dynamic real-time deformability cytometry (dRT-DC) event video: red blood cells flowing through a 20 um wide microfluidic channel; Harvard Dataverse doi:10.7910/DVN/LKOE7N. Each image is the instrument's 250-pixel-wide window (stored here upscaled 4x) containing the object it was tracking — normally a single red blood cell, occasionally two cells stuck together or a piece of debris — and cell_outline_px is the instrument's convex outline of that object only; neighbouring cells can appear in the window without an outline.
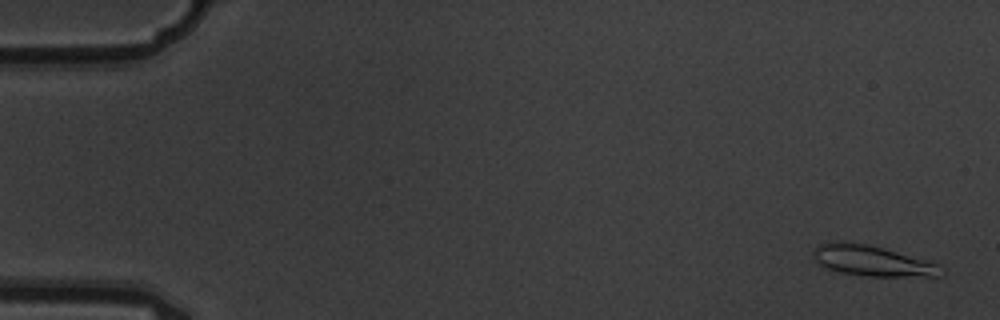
{"species": "common noctule bat (a hibernating species)", "species_latin": "Nyctalus noctula", "temperature_condition": "warm", "stored_images_in_passage": 5, "camera_frame_rate_fps": 3000, "um_per_image_px": 0.085, "animal": {"sex": "male", "body_mass_g": 19.5, "forearm_length_mm": 54.6}, "frame": {"image": 1, "passage_image": 1, "time_ms": 0.0, "image_size_px": [1000, 320], "cell_outline_px": [[936, 276], [864, 276], [840, 272], [828, 268], [820, 264], [812, 256], [812, 252], [820, 244], [832, 240], [844, 240], [868, 244], [932, 260], [936, 264]], "centroid_in_image_um": [74.04, 22.12], "position_along_channel_um": 11.0, "area_um2": 22.72}}